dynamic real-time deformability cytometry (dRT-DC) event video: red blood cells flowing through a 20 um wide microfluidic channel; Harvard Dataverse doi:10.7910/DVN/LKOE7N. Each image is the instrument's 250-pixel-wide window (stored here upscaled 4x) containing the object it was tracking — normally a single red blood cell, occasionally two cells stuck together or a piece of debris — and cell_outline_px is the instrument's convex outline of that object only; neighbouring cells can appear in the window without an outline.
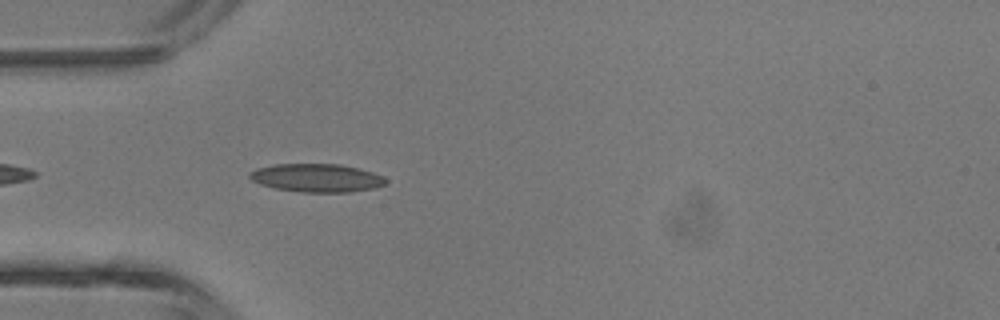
{"species": "common noctule bat (a hibernating species)", "species_latin": "Nyctalus noctula", "temperature_condition": "room temperature", "stored_images_in_passage": 31, "camera_frame_rate_fps": 3000, "um_per_image_px": 0.085, "animal": {"sex": "male", "body_mass_g": 13.3}, "frame": {"image": 1, "passage_image": 4, "time_ms": 1.0, "image_size_px": [1000, 320], "cell_outline_px": [[388, 180], [384, 184], [376, 188], [348, 192], [300, 192], [276, 188], [260, 184], [252, 180], [248, 176], [248, 172], [256, 168], [272, 164], [340, 164], [360, 168], [384, 176]], "centroid_in_image_um": [26.92, 15.11], "position_along_channel_um": 58.1, "area_um2": 22.6}}
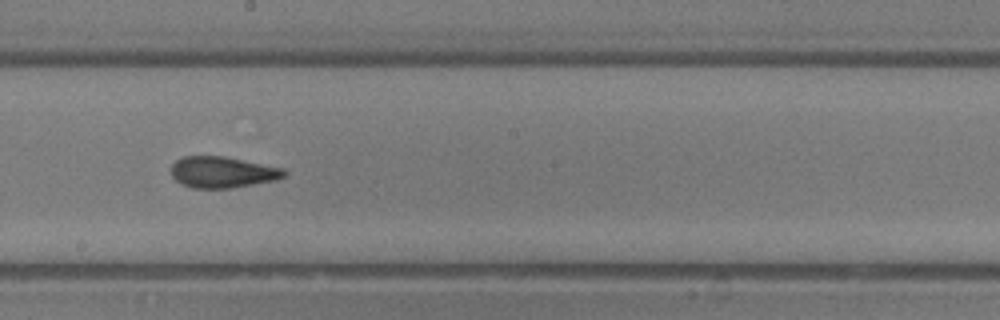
{"frame": {"image": 2, "passage_image": 15, "time_ms": 4.667, "image_size_px": [1000, 320], "cell_outline_px": [[288, 172], [284, 176], [276, 180], [232, 188], [192, 188], [180, 184], [172, 176], [172, 164], [176, 160], [184, 156], [224, 156], [284, 168]], "centroid_in_image_um": [18.92, 14.64], "position_along_channel_um": 229.3, "area_um2": 20.63}}
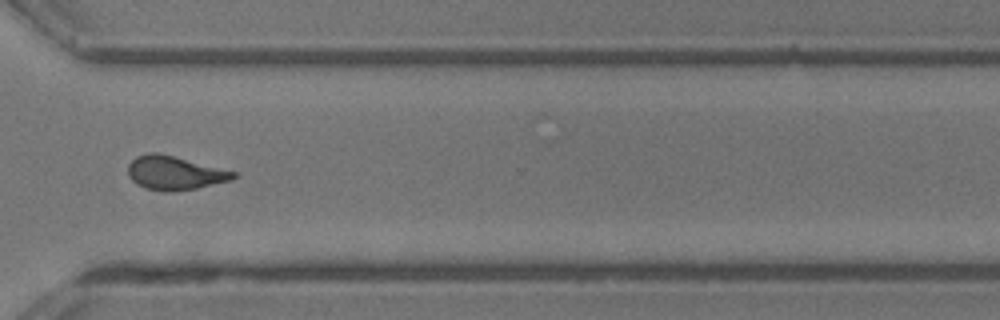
{"frame": {"image": 3, "passage_image": 23, "time_ms": 7.333, "image_size_px": [1000, 320], "cell_outline_px": [[236, 176], [232, 180], [196, 188], [172, 192], [164, 192], [144, 188], [136, 184], [128, 176], [128, 164], [136, 156], [148, 152], [156, 152], [236, 172]], "centroid_in_image_um": [14.79, 14.71], "position_along_channel_um": 355.8, "area_um2": 20.63}, "authors_computed_cell_mechanics": {"area_um2": 20.6346, "velocity_mm_per_s": 4.7531, "shape_relaxation_time_tau1_ms": 7.2592, "shape_relaxation_time_tau2_ms": 1.1921, "deformation_change_tau1": 0.1988, "deformation_change_tau2": 0.0751}}